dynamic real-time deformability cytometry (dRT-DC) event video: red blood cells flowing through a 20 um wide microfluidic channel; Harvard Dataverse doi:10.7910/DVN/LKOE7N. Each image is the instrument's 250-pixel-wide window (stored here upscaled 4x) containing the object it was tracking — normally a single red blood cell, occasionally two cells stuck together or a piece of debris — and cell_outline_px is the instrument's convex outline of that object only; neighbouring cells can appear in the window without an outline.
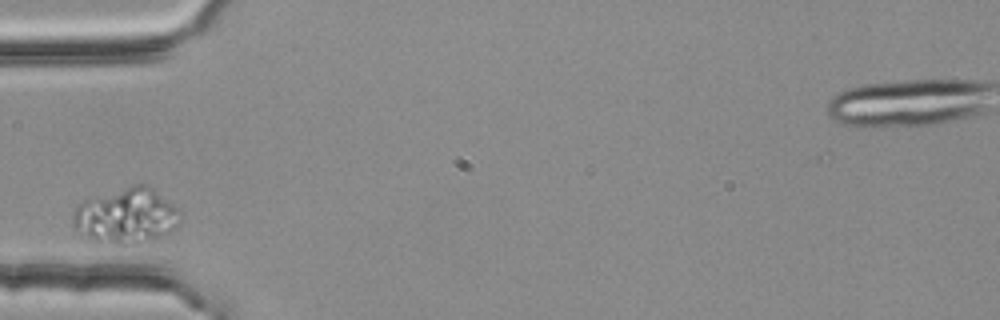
{"species": "common noctule bat (a hibernating species)", "species_latin": "Nyctalus noctula", "temperature_condition": "room temperature", "stored_images_in_passage": 2, "camera_frame_rate_fps": 3000, "um_per_image_px": 0.085, "animal": {"sex": "female", "body_mass_g": 25.1}, "frame": {"image": 1, "passage_image": 1, "time_ms": 0.0, "image_size_px": [1000, 320], "cell_outline_px": [[184, 212], [176, 228], [160, 236], [132, 244], [116, 244], [92, 240], [76, 232], [72, 228], [72, 216], [76, 204], [84, 200], [132, 184], [148, 184], [180, 208]], "centroid_in_image_um": [10.73, 18.32], "position_along_channel_um": 74.3, "area_um2": 35.2}}
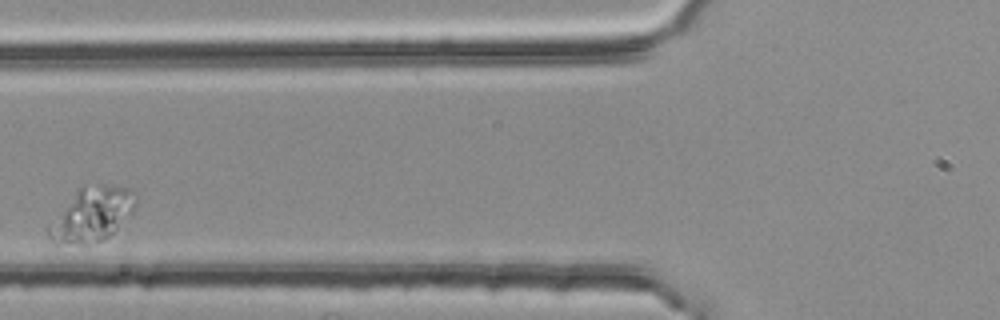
{"frame": {"image": 2, "passage_image": 2, "time_ms": 0.333, "image_size_px": [1000, 320], "cell_outline_px": [[136, 204], [132, 212], [108, 236], [100, 240], [84, 244], [56, 244], [48, 236], [44, 228], [80, 188], [100, 184], [104, 184], [132, 188], [136, 192]], "centroid_in_image_um": [7.79, 18.23], "position_along_channel_um": 118.0, "area_um2": 27.11}}